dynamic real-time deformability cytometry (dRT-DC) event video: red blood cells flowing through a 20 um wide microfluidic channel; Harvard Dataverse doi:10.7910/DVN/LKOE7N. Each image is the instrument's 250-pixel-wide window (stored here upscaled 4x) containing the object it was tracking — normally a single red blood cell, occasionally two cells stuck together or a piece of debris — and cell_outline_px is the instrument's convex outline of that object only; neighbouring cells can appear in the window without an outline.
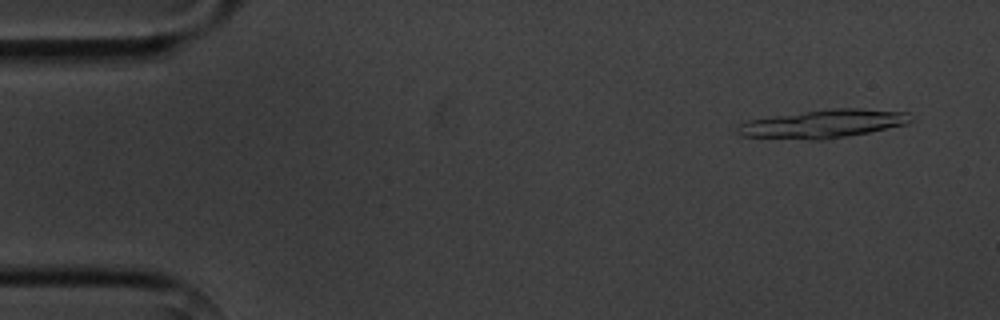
{"species": "common noctule bat (a hibernating species)", "species_latin": "Nyctalus noctula", "temperature_condition": "cold", "stored_images_in_passage": 3, "camera_frame_rate_fps": 3000, "um_per_image_px": 0.085, "animal": {"sex": "male", "body_mass_g": 20.1, "forearm_length_mm": 53.5}, "frame": {"image": 1, "passage_image": 1, "time_ms": 0.0, "image_size_px": [1000, 320], "cell_outline_px": [[912, 120], [908, 124], [828, 140], [808, 140], [744, 136], [736, 132], [736, 128], [740, 124], [748, 120], [832, 108], [860, 108], [908, 112]], "centroid_in_image_um": [70.01, 10.53], "position_along_channel_um": 15.0, "area_um2": 28.38}}